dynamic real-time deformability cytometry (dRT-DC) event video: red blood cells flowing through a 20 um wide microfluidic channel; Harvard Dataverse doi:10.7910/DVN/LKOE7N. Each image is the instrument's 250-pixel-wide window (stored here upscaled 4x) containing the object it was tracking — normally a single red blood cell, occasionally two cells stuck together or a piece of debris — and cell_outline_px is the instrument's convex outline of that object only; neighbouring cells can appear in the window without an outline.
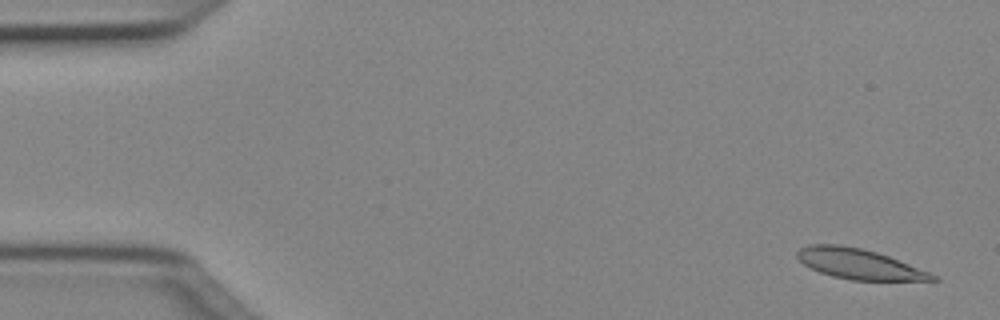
{"species": "Egyptian fruit bat (a non-hibernating species)", "species_latin": "Rousettus aegyptiacus", "temperature_condition": "cold", "stored_images_in_passage": 50, "camera_frame_rate_fps": 3000, "um_per_image_px": 0.085, "animal": {"sex": "female"}, "frame": {"image": 1, "passage_image": 2, "time_ms": 0.333, "image_size_px": [1000, 320], "cell_outline_px": [[940, 280], [852, 280], [832, 276], [820, 272], [804, 264], [796, 256], [796, 252], [800, 248], [808, 244], [840, 244], [860, 248], [876, 252], [888, 256], [940, 276]], "centroid_in_image_um": [73.01, 22.43], "position_along_channel_um": 12.0, "area_um2": 23.7}}
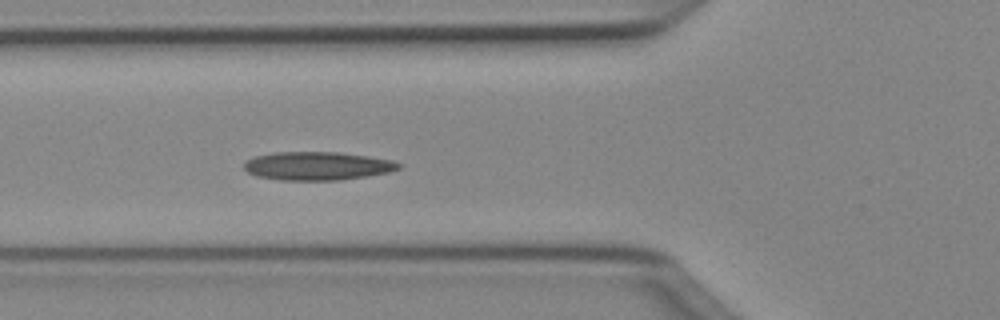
{"frame": {"image": 2, "passage_image": 18, "time_ms": 5.667, "image_size_px": [1000, 320], "cell_outline_px": [[400, 168], [388, 172], [368, 176], [340, 180], [280, 180], [256, 176], [248, 172], [244, 168], [244, 164], [248, 160], [256, 156], [276, 152], [340, 152], [368, 156], [392, 160], [400, 164]], "centroid_in_image_um": [26.98, 14.11], "position_along_channel_um": 98.8, "area_um2": 25.49}}
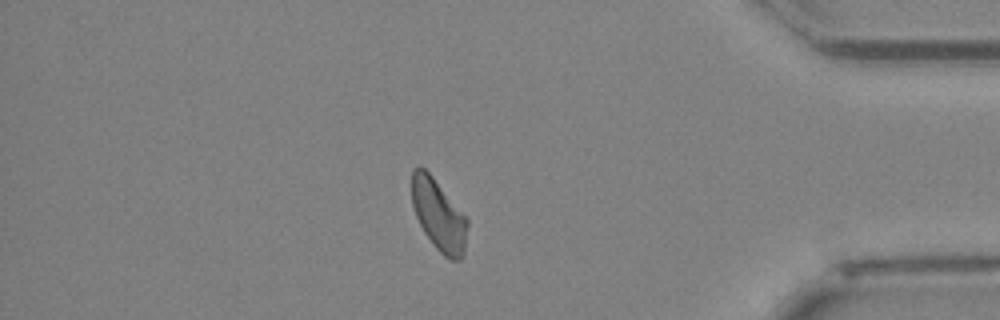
{"frame": {"image": 3, "passage_image": 43, "time_ms": 14.0, "image_size_px": [1000, 320], "cell_outline_px": [[468, 224], [464, 256], [460, 260], [448, 260], [432, 244], [424, 232], [416, 216], [412, 204], [412, 168], [424, 168], [432, 176], [468, 216]], "centroid_in_image_um": [37.33, 18.31], "position_along_channel_um": 397.9, "area_um2": 23.35}, "authors_computed_cell_mechanics": {"area_um2": 24.1893, "velocity_mm_per_s": 3.9865, "shape_relaxation_time_tau1_ms": null, "shape_relaxation_time_tau2_ms": 6.0597, "deformation_change_tau1": null, "deformation_change_tau2": 0.1285}}